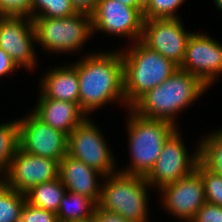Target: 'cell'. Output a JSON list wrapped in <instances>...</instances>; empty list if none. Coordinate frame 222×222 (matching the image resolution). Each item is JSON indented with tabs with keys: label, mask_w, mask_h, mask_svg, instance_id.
<instances>
[{
	"label": "cell",
	"mask_w": 222,
	"mask_h": 222,
	"mask_svg": "<svg viewBox=\"0 0 222 222\" xmlns=\"http://www.w3.org/2000/svg\"><path fill=\"white\" fill-rule=\"evenodd\" d=\"M182 26L178 18L144 19L141 41L180 67L192 35Z\"/></svg>",
	"instance_id": "cell-10"
},
{
	"label": "cell",
	"mask_w": 222,
	"mask_h": 222,
	"mask_svg": "<svg viewBox=\"0 0 222 222\" xmlns=\"http://www.w3.org/2000/svg\"><path fill=\"white\" fill-rule=\"evenodd\" d=\"M195 170L201 175L206 202L222 206V176L206 168L200 161Z\"/></svg>",
	"instance_id": "cell-25"
},
{
	"label": "cell",
	"mask_w": 222,
	"mask_h": 222,
	"mask_svg": "<svg viewBox=\"0 0 222 222\" xmlns=\"http://www.w3.org/2000/svg\"><path fill=\"white\" fill-rule=\"evenodd\" d=\"M34 114L67 136L87 117L77 103L49 99L43 95H40Z\"/></svg>",
	"instance_id": "cell-17"
},
{
	"label": "cell",
	"mask_w": 222,
	"mask_h": 222,
	"mask_svg": "<svg viewBox=\"0 0 222 222\" xmlns=\"http://www.w3.org/2000/svg\"><path fill=\"white\" fill-rule=\"evenodd\" d=\"M206 88L198 77L178 68L166 81L141 96L130 109L143 118L174 124V114L198 99Z\"/></svg>",
	"instance_id": "cell-2"
},
{
	"label": "cell",
	"mask_w": 222,
	"mask_h": 222,
	"mask_svg": "<svg viewBox=\"0 0 222 222\" xmlns=\"http://www.w3.org/2000/svg\"><path fill=\"white\" fill-rule=\"evenodd\" d=\"M70 67L51 70L42 81V95L45 98L74 102L79 105V77L76 63Z\"/></svg>",
	"instance_id": "cell-18"
},
{
	"label": "cell",
	"mask_w": 222,
	"mask_h": 222,
	"mask_svg": "<svg viewBox=\"0 0 222 222\" xmlns=\"http://www.w3.org/2000/svg\"><path fill=\"white\" fill-rule=\"evenodd\" d=\"M19 222H58L56 213L25 202Z\"/></svg>",
	"instance_id": "cell-27"
},
{
	"label": "cell",
	"mask_w": 222,
	"mask_h": 222,
	"mask_svg": "<svg viewBox=\"0 0 222 222\" xmlns=\"http://www.w3.org/2000/svg\"><path fill=\"white\" fill-rule=\"evenodd\" d=\"M184 0H145L143 7L144 19L177 18L176 9Z\"/></svg>",
	"instance_id": "cell-26"
},
{
	"label": "cell",
	"mask_w": 222,
	"mask_h": 222,
	"mask_svg": "<svg viewBox=\"0 0 222 222\" xmlns=\"http://www.w3.org/2000/svg\"><path fill=\"white\" fill-rule=\"evenodd\" d=\"M90 55L76 63L79 106L87 114L108 101H125L123 60L119 53Z\"/></svg>",
	"instance_id": "cell-1"
},
{
	"label": "cell",
	"mask_w": 222,
	"mask_h": 222,
	"mask_svg": "<svg viewBox=\"0 0 222 222\" xmlns=\"http://www.w3.org/2000/svg\"><path fill=\"white\" fill-rule=\"evenodd\" d=\"M77 13L92 15L99 0H70Z\"/></svg>",
	"instance_id": "cell-31"
},
{
	"label": "cell",
	"mask_w": 222,
	"mask_h": 222,
	"mask_svg": "<svg viewBox=\"0 0 222 222\" xmlns=\"http://www.w3.org/2000/svg\"><path fill=\"white\" fill-rule=\"evenodd\" d=\"M123 60L125 102L131 107L141 96L166 81L179 67L141 40Z\"/></svg>",
	"instance_id": "cell-3"
},
{
	"label": "cell",
	"mask_w": 222,
	"mask_h": 222,
	"mask_svg": "<svg viewBox=\"0 0 222 222\" xmlns=\"http://www.w3.org/2000/svg\"><path fill=\"white\" fill-rule=\"evenodd\" d=\"M129 120V145L132 167L122 173L146 176L153 168L175 124L165 120L148 119L132 111Z\"/></svg>",
	"instance_id": "cell-4"
},
{
	"label": "cell",
	"mask_w": 222,
	"mask_h": 222,
	"mask_svg": "<svg viewBox=\"0 0 222 222\" xmlns=\"http://www.w3.org/2000/svg\"><path fill=\"white\" fill-rule=\"evenodd\" d=\"M18 66L11 57L0 48V76L5 75L16 69Z\"/></svg>",
	"instance_id": "cell-32"
},
{
	"label": "cell",
	"mask_w": 222,
	"mask_h": 222,
	"mask_svg": "<svg viewBox=\"0 0 222 222\" xmlns=\"http://www.w3.org/2000/svg\"><path fill=\"white\" fill-rule=\"evenodd\" d=\"M18 147V121L0 125V172H7Z\"/></svg>",
	"instance_id": "cell-23"
},
{
	"label": "cell",
	"mask_w": 222,
	"mask_h": 222,
	"mask_svg": "<svg viewBox=\"0 0 222 222\" xmlns=\"http://www.w3.org/2000/svg\"><path fill=\"white\" fill-rule=\"evenodd\" d=\"M25 202L24 193L13 190L0 179V222H19Z\"/></svg>",
	"instance_id": "cell-21"
},
{
	"label": "cell",
	"mask_w": 222,
	"mask_h": 222,
	"mask_svg": "<svg viewBox=\"0 0 222 222\" xmlns=\"http://www.w3.org/2000/svg\"><path fill=\"white\" fill-rule=\"evenodd\" d=\"M97 174V175H96ZM102 175L81 160L66 154L59 162L58 177L67 190L82 194L98 203L100 192L96 176Z\"/></svg>",
	"instance_id": "cell-16"
},
{
	"label": "cell",
	"mask_w": 222,
	"mask_h": 222,
	"mask_svg": "<svg viewBox=\"0 0 222 222\" xmlns=\"http://www.w3.org/2000/svg\"><path fill=\"white\" fill-rule=\"evenodd\" d=\"M198 151L199 161L206 168L222 176V130L203 139Z\"/></svg>",
	"instance_id": "cell-22"
},
{
	"label": "cell",
	"mask_w": 222,
	"mask_h": 222,
	"mask_svg": "<svg viewBox=\"0 0 222 222\" xmlns=\"http://www.w3.org/2000/svg\"><path fill=\"white\" fill-rule=\"evenodd\" d=\"M188 157L177 129L165 141L162 152L150 172L145 176L149 185L163 186L190 175L199 161V151Z\"/></svg>",
	"instance_id": "cell-9"
},
{
	"label": "cell",
	"mask_w": 222,
	"mask_h": 222,
	"mask_svg": "<svg viewBox=\"0 0 222 222\" xmlns=\"http://www.w3.org/2000/svg\"><path fill=\"white\" fill-rule=\"evenodd\" d=\"M163 204L172 212L190 222L196 212L206 203L201 175L194 170L175 183L163 186Z\"/></svg>",
	"instance_id": "cell-15"
},
{
	"label": "cell",
	"mask_w": 222,
	"mask_h": 222,
	"mask_svg": "<svg viewBox=\"0 0 222 222\" xmlns=\"http://www.w3.org/2000/svg\"><path fill=\"white\" fill-rule=\"evenodd\" d=\"M69 192L65 193L61 199L60 207L58 209V222L83 220L86 218H93L97 203L82 194ZM70 201L75 205L72 207ZM70 203V204H69Z\"/></svg>",
	"instance_id": "cell-20"
},
{
	"label": "cell",
	"mask_w": 222,
	"mask_h": 222,
	"mask_svg": "<svg viewBox=\"0 0 222 222\" xmlns=\"http://www.w3.org/2000/svg\"><path fill=\"white\" fill-rule=\"evenodd\" d=\"M19 148L40 157L60 162L67 154L68 136L53 129L34 113L18 121Z\"/></svg>",
	"instance_id": "cell-8"
},
{
	"label": "cell",
	"mask_w": 222,
	"mask_h": 222,
	"mask_svg": "<svg viewBox=\"0 0 222 222\" xmlns=\"http://www.w3.org/2000/svg\"><path fill=\"white\" fill-rule=\"evenodd\" d=\"M36 41L50 51L77 50L92 32V16L76 13L63 18H32Z\"/></svg>",
	"instance_id": "cell-6"
},
{
	"label": "cell",
	"mask_w": 222,
	"mask_h": 222,
	"mask_svg": "<svg viewBox=\"0 0 222 222\" xmlns=\"http://www.w3.org/2000/svg\"><path fill=\"white\" fill-rule=\"evenodd\" d=\"M190 222H222V206L206 202Z\"/></svg>",
	"instance_id": "cell-29"
},
{
	"label": "cell",
	"mask_w": 222,
	"mask_h": 222,
	"mask_svg": "<svg viewBox=\"0 0 222 222\" xmlns=\"http://www.w3.org/2000/svg\"><path fill=\"white\" fill-rule=\"evenodd\" d=\"M216 6L222 10V0H215Z\"/></svg>",
	"instance_id": "cell-35"
},
{
	"label": "cell",
	"mask_w": 222,
	"mask_h": 222,
	"mask_svg": "<svg viewBox=\"0 0 222 222\" xmlns=\"http://www.w3.org/2000/svg\"><path fill=\"white\" fill-rule=\"evenodd\" d=\"M93 219L95 222H132L115 212H111L96 206Z\"/></svg>",
	"instance_id": "cell-30"
},
{
	"label": "cell",
	"mask_w": 222,
	"mask_h": 222,
	"mask_svg": "<svg viewBox=\"0 0 222 222\" xmlns=\"http://www.w3.org/2000/svg\"><path fill=\"white\" fill-rule=\"evenodd\" d=\"M119 172L109 175L97 205L132 222H148L146 188L150 185L145 176Z\"/></svg>",
	"instance_id": "cell-5"
},
{
	"label": "cell",
	"mask_w": 222,
	"mask_h": 222,
	"mask_svg": "<svg viewBox=\"0 0 222 222\" xmlns=\"http://www.w3.org/2000/svg\"><path fill=\"white\" fill-rule=\"evenodd\" d=\"M24 16H0V48H2L17 66L28 69L35 64L33 40L36 32L33 20ZM27 22V23H26Z\"/></svg>",
	"instance_id": "cell-14"
},
{
	"label": "cell",
	"mask_w": 222,
	"mask_h": 222,
	"mask_svg": "<svg viewBox=\"0 0 222 222\" xmlns=\"http://www.w3.org/2000/svg\"><path fill=\"white\" fill-rule=\"evenodd\" d=\"M92 16V32L101 30L119 36H129L141 40L143 13L118 0H99Z\"/></svg>",
	"instance_id": "cell-12"
},
{
	"label": "cell",
	"mask_w": 222,
	"mask_h": 222,
	"mask_svg": "<svg viewBox=\"0 0 222 222\" xmlns=\"http://www.w3.org/2000/svg\"><path fill=\"white\" fill-rule=\"evenodd\" d=\"M31 0H0V16H30Z\"/></svg>",
	"instance_id": "cell-28"
},
{
	"label": "cell",
	"mask_w": 222,
	"mask_h": 222,
	"mask_svg": "<svg viewBox=\"0 0 222 222\" xmlns=\"http://www.w3.org/2000/svg\"><path fill=\"white\" fill-rule=\"evenodd\" d=\"M179 68L210 86L222 72V45L204 34L192 33Z\"/></svg>",
	"instance_id": "cell-13"
},
{
	"label": "cell",
	"mask_w": 222,
	"mask_h": 222,
	"mask_svg": "<svg viewBox=\"0 0 222 222\" xmlns=\"http://www.w3.org/2000/svg\"><path fill=\"white\" fill-rule=\"evenodd\" d=\"M39 8L40 13H33ZM35 10V11H34ZM70 0H31L30 18H63L76 14Z\"/></svg>",
	"instance_id": "cell-24"
},
{
	"label": "cell",
	"mask_w": 222,
	"mask_h": 222,
	"mask_svg": "<svg viewBox=\"0 0 222 222\" xmlns=\"http://www.w3.org/2000/svg\"><path fill=\"white\" fill-rule=\"evenodd\" d=\"M86 117L69 135L67 154L106 177L113 174L112 154L100 131Z\"/></svg>",
	"instance_id": "cell-7"
},
{
	"label": "cell",
	"mask_w": 222,
	"mask_h": 222,
	"mask_svg": "<svg viewBox=\"0 0 222 222\" xmlns=\"http://www.w3.org/2000/svg\"><path fill=\"white\" fill-rule=\"evenodd\" d=\"M67 222H95L93 218H86L83 220H76V221H67Z\"/></svg>",
	"instance_id": "cell-34"
},
{
	"label": "cell",
	"mask_w": 222,
	"mask_h": 222,
	"mask_svg": "<svg viewBox=\"0 0 222 222\" xmlns=\"http://www.w3.org/2000/svg\"><path fill=\"white\" fill-rule=\"evenodd\" d=\"M66 188L59 177L32 187L25 193L26 201L45 210L58 212Z\"/></svg>",
	"instance_id": "cell-19"
},
{
	"label": "cell",
	"mask_w": 222,
	"mask_h": 222,
	"mask_svg": "<svg viewBox=\"0 0 222 222\" xmlns=\"http://www.w3.org/2000/svg\"><path fill=\"white\" fill-rule=\"evenodd\" d=\"M59 162L29 154L18 147L10 166L1 178L13 190L28 192L32 187L58 177Z\"/></svg>",
	"instance_id": "cell-11"
},
{
	"label": "cell",
	"mask_w": 222,
	"mask_h": 222,
	"mask_svg": "<svg viewBox=\"0 0 222 222\" xmlns=\"http://www.w3.org/2000/svg\"><path fill=\"white\" fill-rule=\"evenodd\" d=\"M126 6L139 9L143 13L145 0H118Z\"/></svg>",
	"instance_id": "cell-33"
}]
</instances>
